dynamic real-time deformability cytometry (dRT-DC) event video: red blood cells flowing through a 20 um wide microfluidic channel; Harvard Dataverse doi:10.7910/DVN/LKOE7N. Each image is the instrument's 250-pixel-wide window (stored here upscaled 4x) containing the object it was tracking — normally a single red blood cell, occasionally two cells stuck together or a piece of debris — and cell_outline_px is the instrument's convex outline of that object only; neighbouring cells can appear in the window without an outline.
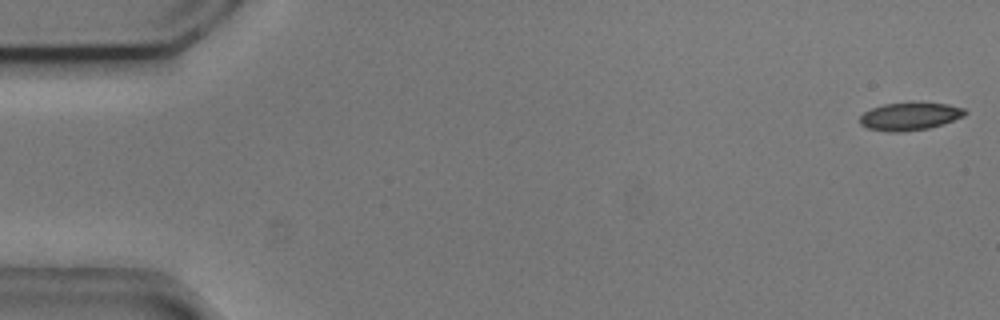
{"species": "common noctule bat (a hibernating species)", "species_latin": "Nyctalus noctula", "temperature_condition": "cold", "stored_images_in_passage": 11, "camera_frame_rate_fps": 3000, "um_per_image_px": 0.085, "animal": {"sex": "male", "body_mass_g": 20.5, "forearm_length_mm": 52.5}, "frame": {"image": 1, "passage_image": 1, "time_ms": 0.0, "image_size_px": [1000, 320], "cell_outline_px": [[968, 112], [964, 116], [944, 124], [928, 128], [904, 132], [888, 132], [868, 128], [860, 124], [860, 116], [864, 112], [872, 108], [884, 104], [908, 100], [912, 100], [948, 104], [964, 108]], "centroid_in_image_um": [77.36, 9.85], "position_along_channel_um": 7.6, "area_um2": 17.69}}